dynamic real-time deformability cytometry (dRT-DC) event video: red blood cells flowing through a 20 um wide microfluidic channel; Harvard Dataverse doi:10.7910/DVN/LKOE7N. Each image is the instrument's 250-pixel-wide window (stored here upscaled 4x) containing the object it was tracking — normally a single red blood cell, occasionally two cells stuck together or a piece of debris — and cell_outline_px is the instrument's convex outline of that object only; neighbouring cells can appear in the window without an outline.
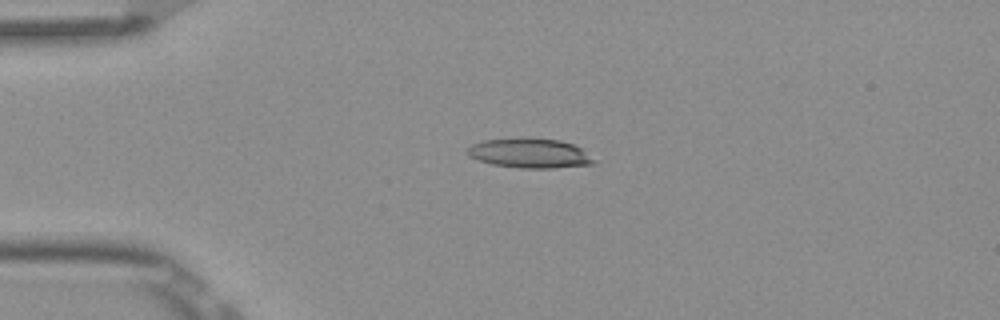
{"species": "Egyptian fruit bat (a non-hibernating species)", "species_latin": "Rousettus aegyptiacus", "temperature_condition": "room temperature", "stored_images_in_passage": 5, "camera_frame_rate_fps": 3000, "um_per_image_px": 0.085, "frame": {"image": 1, "passage_image": 4, "time_ms": 1.0, "image_size_px": [1000, 320], "cell_outline_px": [[596, 164], [552, 168], [520, 168], [492, 164], [476, 160], [468, 156], [464, 148], [472, 144], [484, 140], [520, 136], [528, 136], [560, 140], [572, 144], [580, 148], [596, 160]], "centroid_in_image_um": [44.97, 13.0], "position_along_channel_um": 40.0, "area_um2": 22.48}}